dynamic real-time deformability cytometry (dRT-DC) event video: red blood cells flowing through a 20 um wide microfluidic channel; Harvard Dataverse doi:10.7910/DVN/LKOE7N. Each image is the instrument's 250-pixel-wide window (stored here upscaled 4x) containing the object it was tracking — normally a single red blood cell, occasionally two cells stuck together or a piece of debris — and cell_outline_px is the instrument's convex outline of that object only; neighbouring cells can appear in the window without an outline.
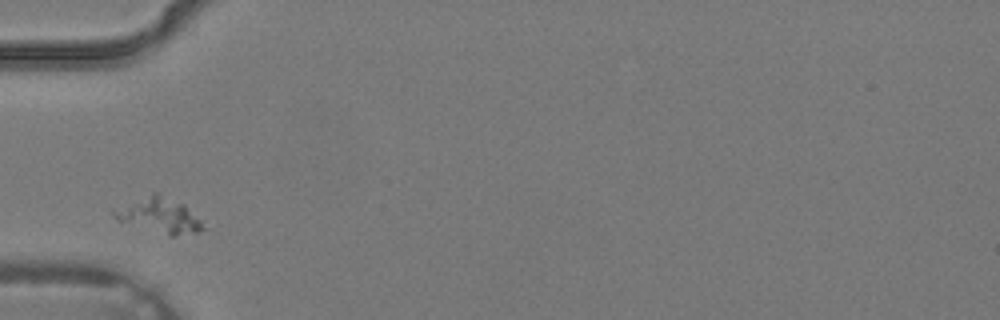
{"species": "common noctule bat (a hibernating species)", "species_latin": "Nyctalus noctula", "temperature_condition": "warm", "stored_images_in_passage": 1, "camera_frame_rate_fps": 3000, "um_per_image_px": 0.085, "animal": {"sex": "male", "body_mass_g": 19.2, "forearm_length_mm": 51.8}, "frame": {"image": 1, "passage_image": 1, "time_ms": 0.0, "image_size_px": [1000, 320], "cell_outline_px": [[204, 228], [196, 232], [176, 236], [168, 236], [116, 220], [112, 216], [112, 208], [152, 192], [156, 192], [184, 204], [200, 220]], "centroid_in_image_um": [13.46, 18.3], "position_along_channel_um": 71.5, "area_um2": 18.32}}